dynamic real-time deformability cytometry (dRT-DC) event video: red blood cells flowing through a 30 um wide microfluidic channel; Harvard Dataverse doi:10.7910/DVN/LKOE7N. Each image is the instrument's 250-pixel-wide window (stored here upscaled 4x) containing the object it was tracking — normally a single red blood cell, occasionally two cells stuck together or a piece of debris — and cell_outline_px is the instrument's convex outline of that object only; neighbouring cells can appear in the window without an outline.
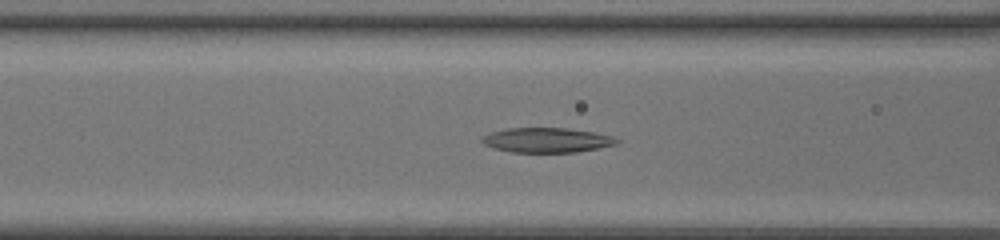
{"species": "common noctule bat (a hibernating species)", "species_latin": "Nyctalus noctula", "temperature_condition": "room temperature", "stored_images_in_passage": 15, "camera_frame_rate_fps": 3000, "um_per_image_px": 0.085, "animal": {"sex": "female", "body_mass_g": 20.0, "forearm_length_mm": 54.0}, "frame": {"image": 1, "passage_image": 7, "time_ms": 2.0, "image_size_px": [1000, 240], "cell_outline_px": [[620, 140], [616, 144], [600, 148], [576, 152], [512, 152], [492, 148], [484, 144], [480, 140], [480, 136], [492, 132], [508, 128], [568, 128], [596, 132], [612, 136]], "centroid_in_image_um": [46.47, 11.91], "position_along_channel_um": 120.1, "area_um2": 19.59}}
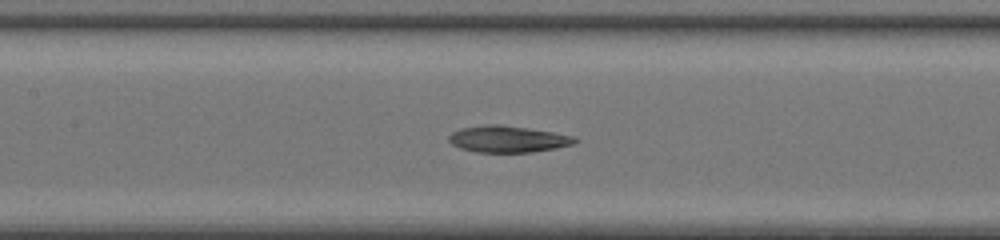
{"frame": {"image": 2, "passage_image": 10, "time_ms": 3.0, "image_size_px": [1000, 240], "cell_outline_px": [[580, 140], [572, 144], [556, 148], [532, 152], [476, 152], [460, 148], [452, 144], [448, 140], [448, 136], [452, 132], [460, 128], [484, 124], [500, 124], [528, 128], [576, 136]], "centroid_in_image_um": [43.16, 11.81], "position_along_channel_um": 164.2, "area_um2": 19.65}}
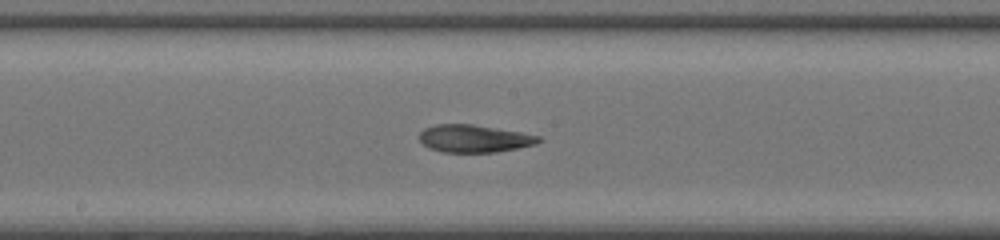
{"frame": {"image": 3, "passage_image": 13, "time_ms": 4.0, "image_size_px": [1000, 240], "cell_outline_px": [[544, 140], [536, 144], [496, 152], [444, 152], [428, 148], [420, 140], [420, 132], [424, 128], [436, 124], [472, 124], [520, 132], [540, 136]], "centroid_in_image_um": [40.31, 11.77], "position_along_channel_um": 207.9, "area_um2": 19.07}}